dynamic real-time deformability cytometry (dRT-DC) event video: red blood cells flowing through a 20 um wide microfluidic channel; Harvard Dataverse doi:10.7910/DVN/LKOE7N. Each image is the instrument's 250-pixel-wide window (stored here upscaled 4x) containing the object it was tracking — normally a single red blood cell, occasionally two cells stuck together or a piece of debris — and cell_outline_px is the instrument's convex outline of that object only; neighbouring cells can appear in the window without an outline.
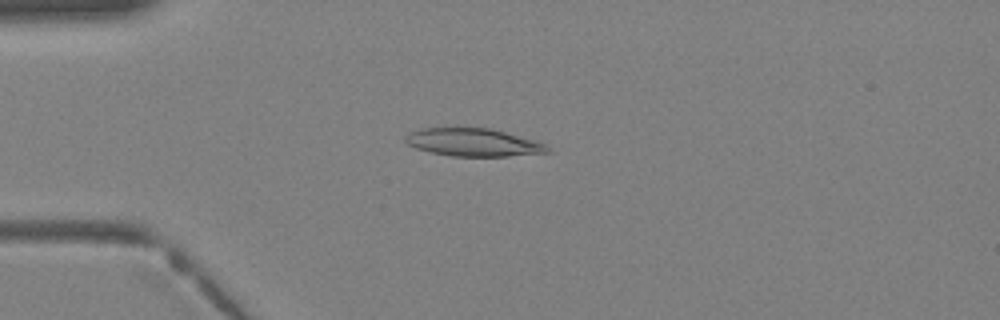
{"species": "Egyptian fruit bat (a non-hibernating species)", "species_latin": "Rousettus aegyptiacus", "temperature_condition": "warm", "stored_images_in_passage": 35, "camera_frame_rate_fps": 3000, "um_per_image_px": 0.085, "animal": {"sex": "female"}, "frame": {"image": 1, "passage_image": 7, "time_ms": 2.0, "image_size_px": [1000, 320], "cell_outline_px": [[552, 152], [508, 156], [452, 156], [432, 152], [416, 148], [408, 144], [404, 140], [412, 132], [420, 128], [488, 128], [536, 140], [548, 144]], "centroid_in_image_um": [40.3, 12.11], "position_along_channel_um": 44.7, "area_um2": 22.89}}
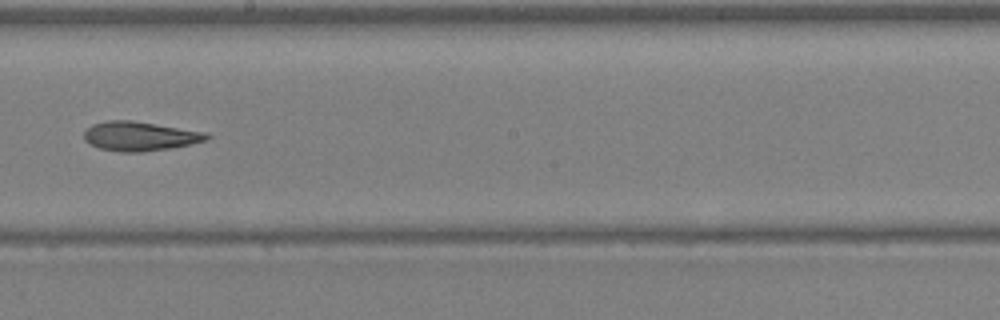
{"frame": {"image": 2, "passage_image": 19, "time_ms": 6.0, "image_size_px": [1000, 320], "cell_outline_px": [[212, 136], [208, 140], [168, 148], [140, 152], [120, 152], [100, 148], [84, 140], [84, 132], [92, 124], [108, 120], [128, 120], [208, 132]], "centroid_in_image_um": [11.9, 11.57], "position_along_channel_um": 236.3, "area_um2": 20.69}}
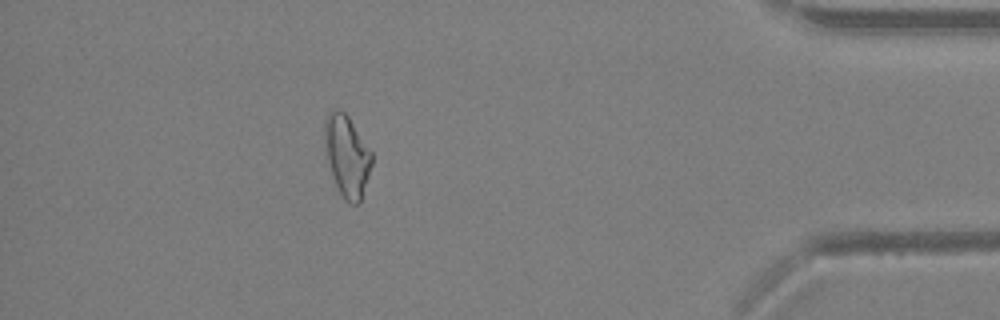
{"frame": {"image": 3, "passage_image": 31, "time_ms": 10.0, "image_size_px": [1000, 320], "cell_outline_px": [[372, 164], [360, 204], [348, 204], [344, 200], [336, 184], [328, 160], [324, 140], [324, 120], [328, 112], [332, 108], [340, 108], [348, 116], [372, 152]], "centroid_in_image_um": [29.49, 13.22], "position_along_channel_um": 405.7, "area_um2": 22.37}}